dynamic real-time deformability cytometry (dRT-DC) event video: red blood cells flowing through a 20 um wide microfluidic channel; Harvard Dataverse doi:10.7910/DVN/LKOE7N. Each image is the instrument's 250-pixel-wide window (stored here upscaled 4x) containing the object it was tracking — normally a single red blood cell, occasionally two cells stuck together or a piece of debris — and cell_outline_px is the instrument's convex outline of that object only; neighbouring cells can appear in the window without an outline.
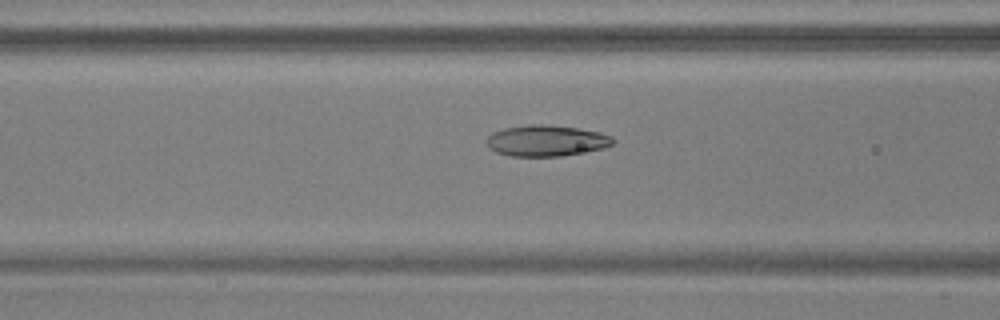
{"species": "common noctule bat (a hibernating species)", "species_latin": "Nyctalus noctula", "temperature_condition": "warm", "stored_images_in_passage": 25, "camera_frame_rate_fps": 3000, "um_per_image_px": 0.085, "animal": {"sex": "male", "body_mass_g": 17.9, "forearm_length_mm": 54.2}, "frame": {"image": 1, "passage_image": 16, "time_ms": 5.0, "image_size_px": [1000, 320], "cell_outline_px": [[616, 140], [612, 144], [604, 148], [560, 156], [512, 156], [496, 152], [488, 148], [488, 136], [492, 132], [504, 128], [528, 124], [548, 124], [576, 128], [600, 132], [612, 136]], "centroid_in_image_um": [46.44, 11.95], "position_along_channel_um": 120.2, "area_um2": 22.89}}
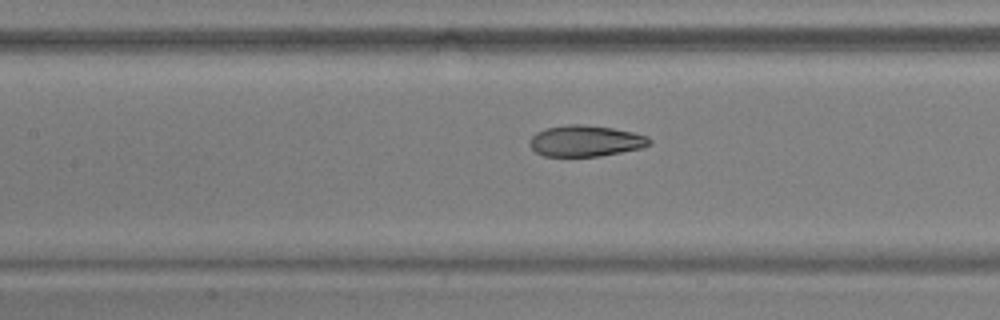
{"frame": {"image": 2, "passage_image": 19, "time_ms": 6.0, "image_size_px": [1000, 320], "cell_outline_px": [[652, 144], [640, 148], [600, 156], [544, 156], [536, 152], [528, 144], [528, 140], [536, 132], [548, 128], [568, 124], [580, 124], [612, 128], [632, 132], [648, 136], [652, 140]], "centroid_in_image_um": [49.76, 11.98], "position_along_channel_um": 157.6, "area_um2": 21.68}}
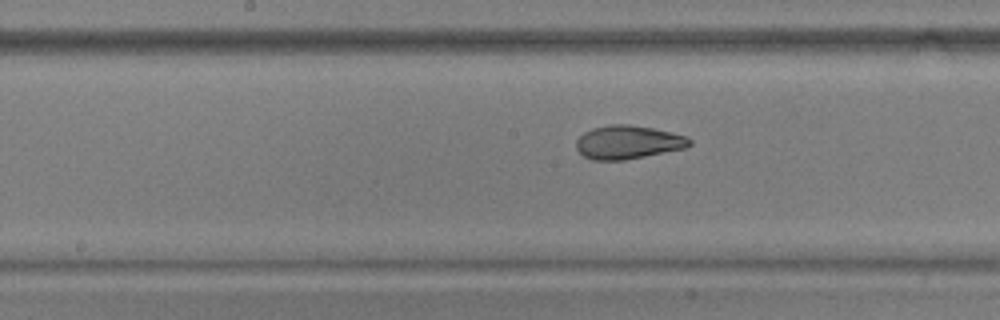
{"frame": {"image": 3, "passage_image": 22, "time_ms": 7.0, "image_size_px": [1000, 320], "cell_outline_px": [[692, 144], [684, 148], [624, 160], [592, 160], [584, 156], [576, 148], [576, 140], [584, 132], [592, 128], [612, 124], [628, 124], [652, 128], [688, 136], [692, 140]], "centroid_in_image_um": [53.37, 12.08], "position_along_channel_um": 194.8, "area_um2": 22.02}}